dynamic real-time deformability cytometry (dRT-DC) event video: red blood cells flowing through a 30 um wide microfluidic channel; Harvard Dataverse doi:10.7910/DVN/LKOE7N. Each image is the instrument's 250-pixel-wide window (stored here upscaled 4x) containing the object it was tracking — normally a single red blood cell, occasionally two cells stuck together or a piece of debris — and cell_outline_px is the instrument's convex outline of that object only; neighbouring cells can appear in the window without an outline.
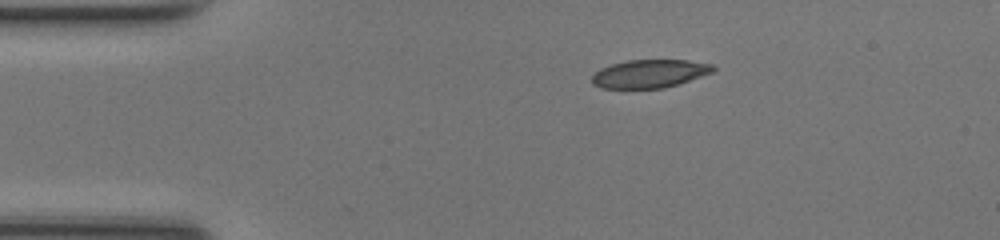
{"species": "common noctule bat (a hibernating species)", "species_latin": "Nyctalus noctula", "temperature_condition": "room temperature", "stored_images_in_passage": 40, "camera_frame_rate_fps": 3000, "um_per_image_px": 0.085, "animal": {"sex": "female", "body_mass_g": 17.0, "forearm_length_mm": 48.0}, "frame": {"image": 1, "passage_image": 1, "time_ms": 0.0, "image_size_px": [1000, 240], "cell_outline_px": [[716, 68], [712, 72], [664, 88], [600, 88], [592, 84], [592, 76], [600, 68], [612, 64], [628, 60], [688, 60], [712, 64]], "centroid_in_image_um": [55.18, 6.26], "position_along_channel_um": 29.8, "area_um2": 19.71}}
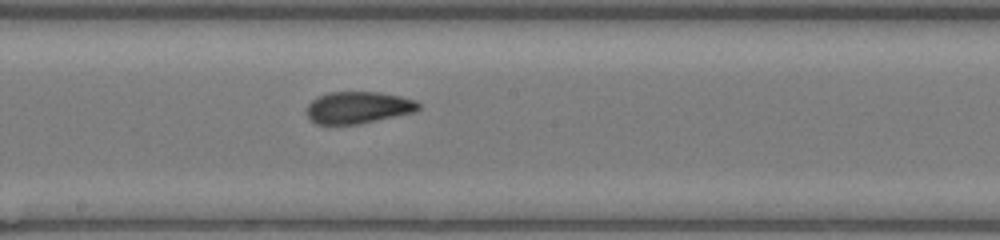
{"frame": {"image": 2, "passage_image": 18, "time_ms": 5.667, "image_size_px": [1000, 240], "cell_outline_px": [[420, 108], [412, 112], [356, 124], [316, 124], [308, 116], [308, 104], [316, 96], [328, 92], [380, 92], [400, 96], [416, 100], [420, 104]], "centroid_in_image_um": [30.42, 9.12], "position_along_channel_um": 217.8, "area_um2": 20.52}}
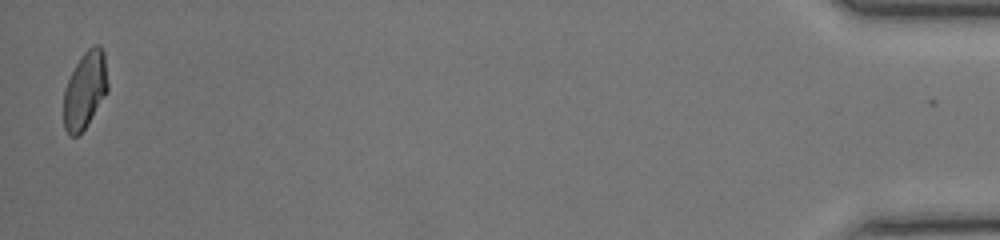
{"frame": {"image": 3, "passage_image": 40, "time_ms": 13.0, "image_size_px": [1000, 240], "cell_outline_px": [[108, 92], [88, 124], [76, 136], [68, 136], [64, 128], [64, 88], [80, 56], [88, 48], [96, 44], [100, 44], [104, 52], [108, 84]], "centroid_in_image_um": [7.23, 7.65], "position_along_channel_um": 428.0, "area_um2": 19.94}, "authors_computed_cell_mechanics": {"area_um2": 20.7213, "velocity_mm_per_s": 4.2485, "shape_relaxation_time_tau1_ms": null, "shape_relaxation_time_tau2_ms": 1.3557, "deformation_change_tau1": null, "deformation_change_tau2": 0.0699}}